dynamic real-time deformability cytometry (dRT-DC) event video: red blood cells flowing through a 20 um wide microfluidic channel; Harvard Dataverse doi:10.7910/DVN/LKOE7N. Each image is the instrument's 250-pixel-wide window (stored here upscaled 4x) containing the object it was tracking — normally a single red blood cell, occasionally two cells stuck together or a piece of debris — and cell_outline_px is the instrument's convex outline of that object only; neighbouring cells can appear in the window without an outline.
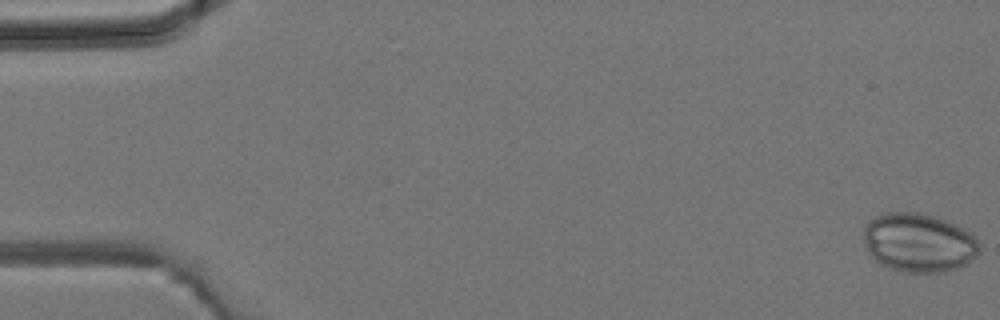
{"species": "common noctule bat (a hibernating species)", "species_latin": "Nyctalus noctula", "temperature_condition": "room temperature", "stored_images_in_passage": 45, "camera_frame_rate_fps": 3000, "um_per_image_px": 0.085, "animal": {"sex": "male", "body_mass_g": 19.2, "forearm_length_mm": 51.8}, "frame": {"image": 1, "passage_image": 1, "time_ms": 0.0, "image_size_px": [1000, 320], "cell_outline_px": [[980, 252], [972, 260], [960, 268], [948, 272], [900, 272], [888, 268], [880, 264], [868, 252], [864, 240], [864, 224], [868, 220], [876, 216], [888, 212], [916, 212], [936, 216], [956, 224], [972, 232], [976, 236], [980, 244]], "centroid_in_image_um": [78.13, 20.63], "position_along_channel_um": 6.9, "area_um2": 40.46}}
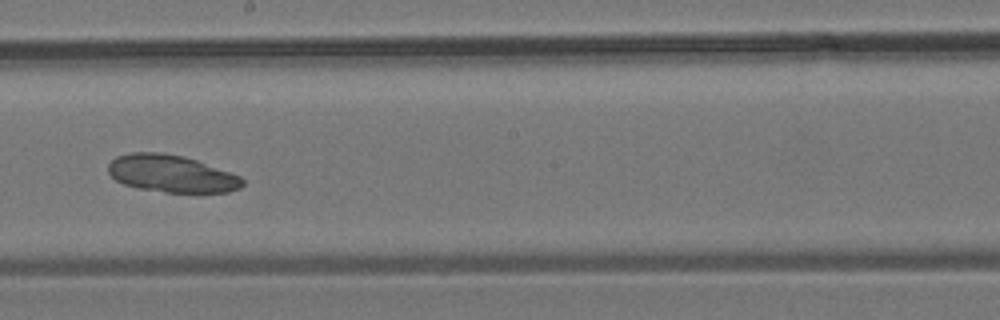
{"frame": {"image": 2, "passage_image": 26, "time_ms": 8.333, "image_size_px": [1000, 320], "cell_outline_px": [[244, 184], [240, 188], [228, 192], [164, 192], [140, 188], [124, 184], [116, 180], [108, 172], [108, 164], [116, 156], [132, 152], [164, 152], [184, 156], [196, 160], [240, 176], [244, 180]], "centroid_in_image_um": [14.56, 14.75], "position_along_channel_um": 233.6, "area_um2": 29.07}}
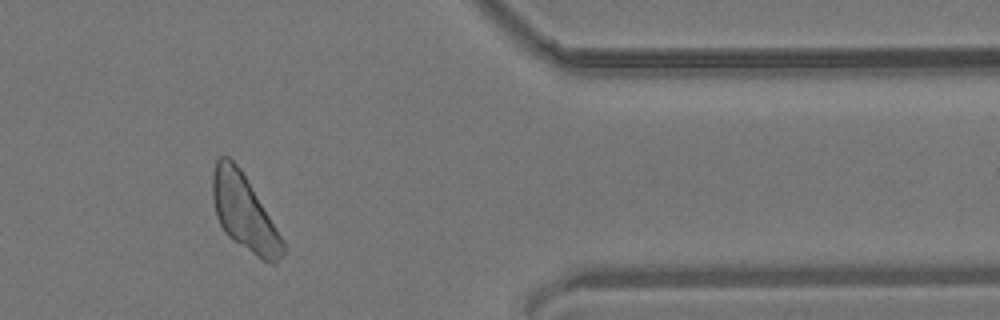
{"frame": {"image": 3, "passage_image": 38, "time_ms": 12.333, "image_size_px": [1000, 320], "cell_outline_px": [[284, 256], [276, 264], [272, 264], [256, 256], [228, 236], [224, 232], [216, 216], [212, 196], [212, 172], [216, 160], [220, 156], [228, 156], [240, 168], [280, 236], [284, 244]], "centroid_in_image_um": [20.71, 18.07], "position_along_channel_um": 390.7, "area_um2": 30.4}}